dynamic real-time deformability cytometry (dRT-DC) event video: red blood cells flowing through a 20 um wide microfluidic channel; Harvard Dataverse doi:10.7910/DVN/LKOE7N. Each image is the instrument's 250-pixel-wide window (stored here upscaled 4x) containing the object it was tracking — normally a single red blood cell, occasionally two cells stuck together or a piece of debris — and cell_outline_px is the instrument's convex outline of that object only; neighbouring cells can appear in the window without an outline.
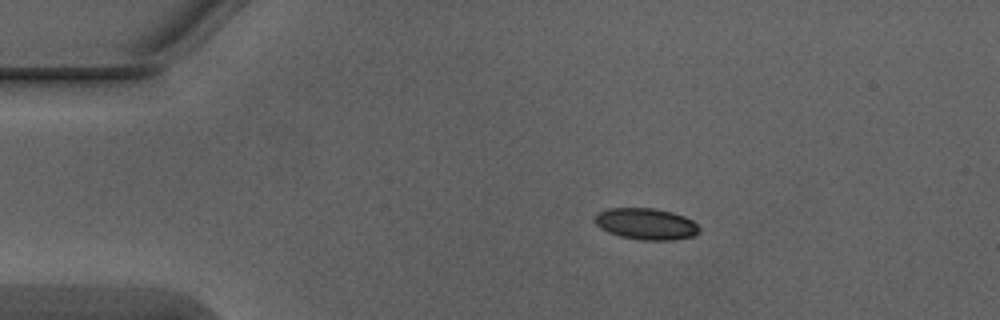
{"species": "Egyptian fruit bat (a non-hibernating species)", "species_latin": "Rousettus aegyptiacus", "temperature_condition": "warm", "stored_images_in_passage": 3, "camera_frame_rate_fps": 3000, "um_per_image_px": 0.085, "animal": {"sex": "male"}, "frame": {"image": 1, "passage_image": 2, "time_ms": 0.333, "image_size_px": [1000, 320], "cell_outline_px": [[700, 232], [692, 236], [672, 240], [640, 240], [620, 236], [608, 232], [600, 228], [596, 224], [596, 212], [608, 208], [652, 208], [672, 212], [684, 216], [692, 220], [700, 228]], "centroid_in_image_um": [54.91, 19.03], "position_along_channel_um": 30.1, "area_um2": 19.13}}